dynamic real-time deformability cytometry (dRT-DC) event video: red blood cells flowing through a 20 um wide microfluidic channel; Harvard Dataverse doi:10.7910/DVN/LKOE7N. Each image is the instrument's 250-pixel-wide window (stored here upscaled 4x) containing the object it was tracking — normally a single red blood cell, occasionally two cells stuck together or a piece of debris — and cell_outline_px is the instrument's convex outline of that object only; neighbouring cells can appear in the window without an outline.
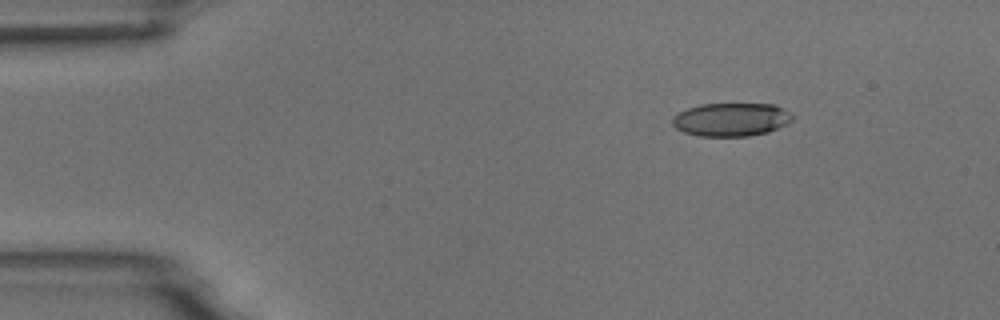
{"species": "common noctule bat (a hibernating species)", "species_latin": "Nyctalus noctula", "temperature_condition": "room temperature", "stored_images_in_passage": 5, "camera_frame_rate_fps": 3000, "um_per_image_px": 0.085, "animal": {"sex": "male", "body_mass_g": 18.8}, "frame": {"image": 1, "passage_image": 3, "time_ms": 2.333, "image_size_px": [1000, 320], "cell_outline_px": [[792, 120], [768, 132], [748, 136], [700, 136], [684, 132], [676, 128], [672, 124], [672, 116], [688, 108], [700, 104], [776, 104], [788, 112], [792, 116]], "centroid_in_image_um": [62.11, 10.16], "position_along_channel_um": 22.9, "area_um2": 23.12}}